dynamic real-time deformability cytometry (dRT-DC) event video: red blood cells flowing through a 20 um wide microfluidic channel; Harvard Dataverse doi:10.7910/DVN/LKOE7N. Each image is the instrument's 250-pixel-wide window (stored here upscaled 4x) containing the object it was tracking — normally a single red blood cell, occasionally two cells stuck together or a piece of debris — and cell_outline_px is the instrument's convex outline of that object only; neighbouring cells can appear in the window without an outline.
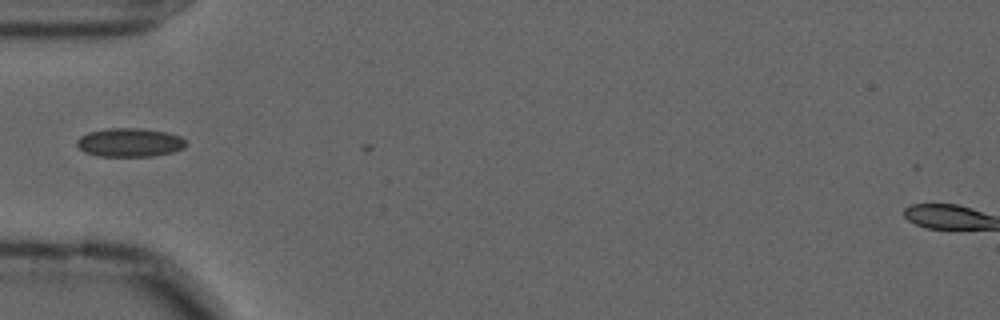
{"species": "common noctule bat (a hibernating species)", "species_latin": "Nyctalus noctula", "temperature_condition": "cold", "stored_images_in_passage": 8, "camera_frame_rate_fps": 3000, "um_per_image_px": 0.085, "animal": {"sex": "male", "forearm_length_mm": 52.5}, "frame": {"image": 1, "passage_image": 1, "time_ms": 0.0, "image_size_px": [1000, 320], "cell_outline_px": [[188, 144], [184, 148], [172, 152], [152, 156], [96, 156], [84, 152], [76, 144], [76, 140], [80, 136], [88, 132], [108, 128], [140, 128], [168, 132], [180, 136], [188, 140]], "centroid_in_image_um": [11.05, 12.1], "position_along_channel_um": 74.0, "area_um2": 18.5}}
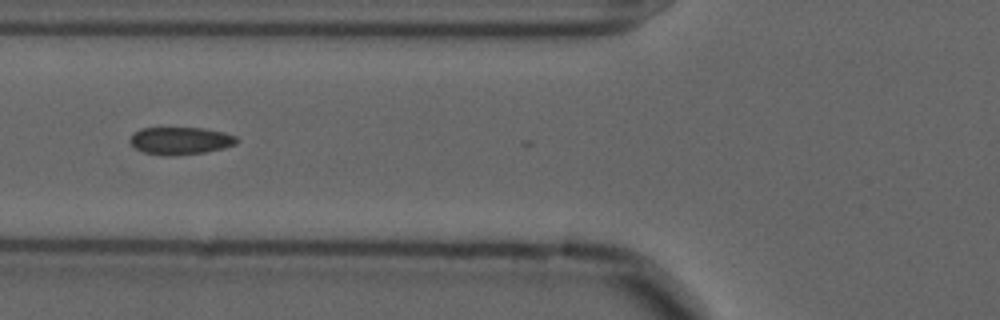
{"frame": {"image": 2, "passage_image": 4, "time_ms": 1.0, "image_size_px": [1000, 320], "cell_outline_px": [[240, 140], [236, 144], [224, 148], [204, 152], [172, 156], [164, 156], [144, 152], [136, 148], [132, 144], [132, 132], [140, 128], [204, 128], [224, 132], [236, 136]], "centroid_in_image_um": [15.37, 11.96], "position_along_channel_um": 110.4, "area_um2": 17.11}}
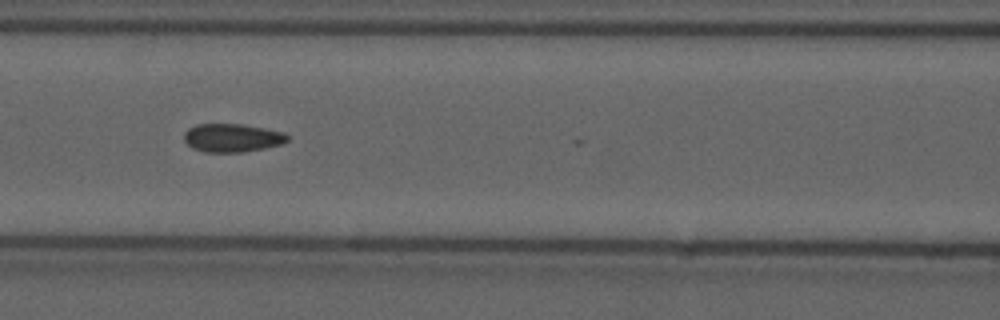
{"frame": {"image": 3, "passage_image": 7, "time_ms": 2.0, "image_size_px": [1000, 320], "cell_outline_px": [[288, 140], [280, 144], [264, 148], [244, 152], [204, 152], [192, 148], [184, 140], [184, 132], [188, 128], [196, 124], [244, 124], [284, 132], [288, 136]], "centroid_in_image_um": [19.71, 11.71], "position_along_channel_um": 146.9, "area_um2": 17.11}}